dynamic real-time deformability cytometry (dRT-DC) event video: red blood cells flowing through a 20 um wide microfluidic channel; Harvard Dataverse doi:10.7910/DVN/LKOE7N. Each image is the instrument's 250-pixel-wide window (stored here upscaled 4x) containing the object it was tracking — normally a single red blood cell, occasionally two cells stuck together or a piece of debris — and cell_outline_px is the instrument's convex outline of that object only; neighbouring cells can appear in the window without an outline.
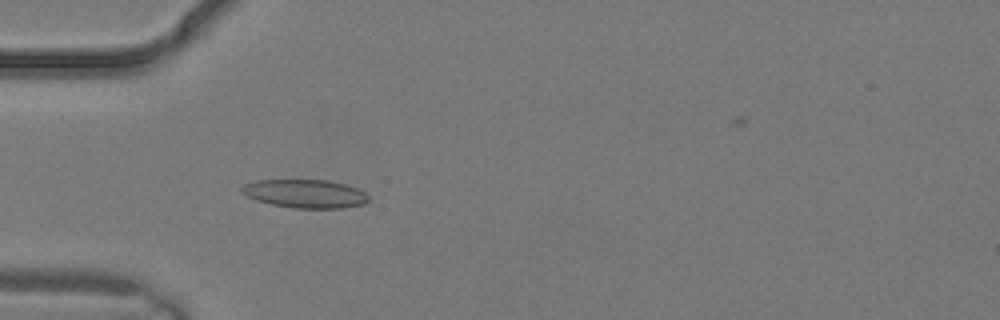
{"species": "common noctule bat (a hibernating species)", "species_latin": "Nyctalus noctula", "temperature_condition": "warm", "stored_images_in_passage": 3, "camera_frame_rate_fps": 3000, "um_per_image_px": 0.085, "animal": {"sex": "male", "body_mass_g": 19.2, "forearm_length_mm": 51.8}, "frame": {"image": 1, "passage_image": 3, "time_ms": 0.667, "image_size_px": [1000, 320], "cell_outline_px": [[368, 200], [364, 204], [340, 208], [292, 208], [272, 204], [256, 200], [240, 192], [240, 188], [244, 184], [256, 180], [328, 180], [344, 184], [356, 188], [364, 192], [368, 196]], "centroid_in_image_um": [25.91, 16.46], "position_along_channel_um": 59.1, "area_um2": 20.92}}